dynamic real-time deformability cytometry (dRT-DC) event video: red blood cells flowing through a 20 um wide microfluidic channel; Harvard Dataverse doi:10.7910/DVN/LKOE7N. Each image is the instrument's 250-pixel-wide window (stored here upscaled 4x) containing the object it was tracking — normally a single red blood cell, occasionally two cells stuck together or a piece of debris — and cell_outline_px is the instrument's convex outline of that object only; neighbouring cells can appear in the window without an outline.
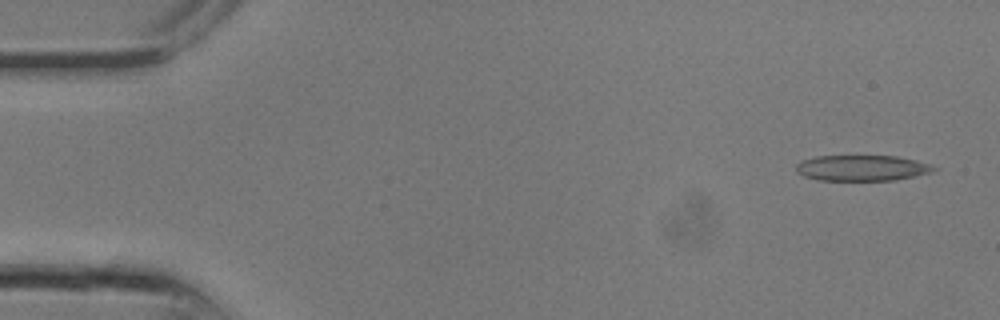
{"species": "common noctule bat (a hibernating species)", "species_latin": "Nyctalus noctula", "temperature_condition": "room temperature", "stored_images_in_passage": 9, "camera_frame_rate_fps": 3000, "um_per_image_px": 0.085, "animal": {"sex": "male", "body_mass_g": 13.3}, "frame": {"image": 1, "passage_image": 1, "time_ms": 0.0, "image_size_px": [1000, 320], "cell_outline_px": [[936, 168], [932, 172], [896, 180], [816, 180], [804, 176], [796, 172], [796, 164], [800, 160], [816, 156], [896, 156], [916, 160], [932, 164]], "centroid_in_image_um": [73.24, 14.27], "position_along_channel_um": 11.8, "area_um2": 20.75}}
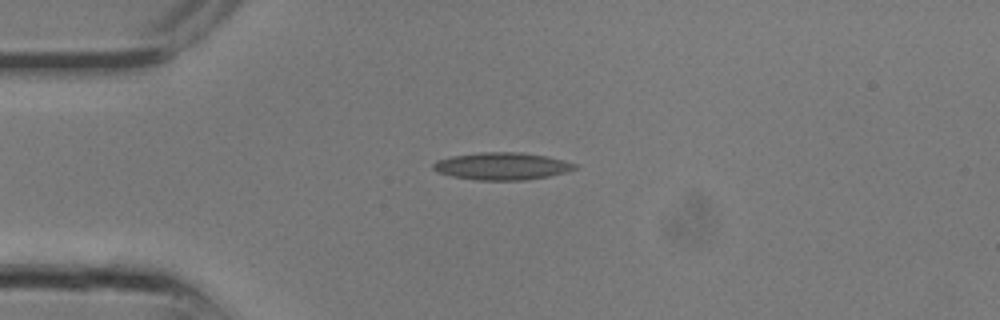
{"frame": {"image": 2, "passage_image": 6, "time_ms": 1.667, "image_size_px": [1000, 320], "cell_outline_px": [[580, 164], [576, 168], [564, 172], [548, 176], [524, 180], [476, 180], [452, 176], [436, 172], [432, 168], [432, 164], [436, 160], [452, 156], [480, 152], [520, 152], [548, 156]], "centroid_in_image_um": [42.66, 14.11], "position_along_channel_um": 42.3, "area_um2": 22.66}}
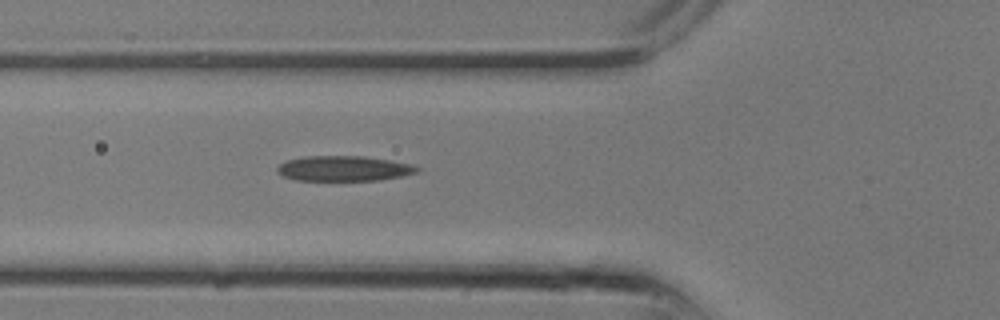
{"frame": {"image": 3, "passage_image": 9, "time_ms": 2.667, "image_size_px": [1000, 320], "cell_outline_px": [[420, 172], [404, 176], [380, 180], [296, 180], [284, 176], [276, 172], [276, 168], [280, 164], [288, 160], [308, 156], [364, 156], [412, 164], [420, 168]], "centroid_in_image_um": [29.27, 14.32], "position_along_channel_um": 96.5, "area_um2": 20.52}}